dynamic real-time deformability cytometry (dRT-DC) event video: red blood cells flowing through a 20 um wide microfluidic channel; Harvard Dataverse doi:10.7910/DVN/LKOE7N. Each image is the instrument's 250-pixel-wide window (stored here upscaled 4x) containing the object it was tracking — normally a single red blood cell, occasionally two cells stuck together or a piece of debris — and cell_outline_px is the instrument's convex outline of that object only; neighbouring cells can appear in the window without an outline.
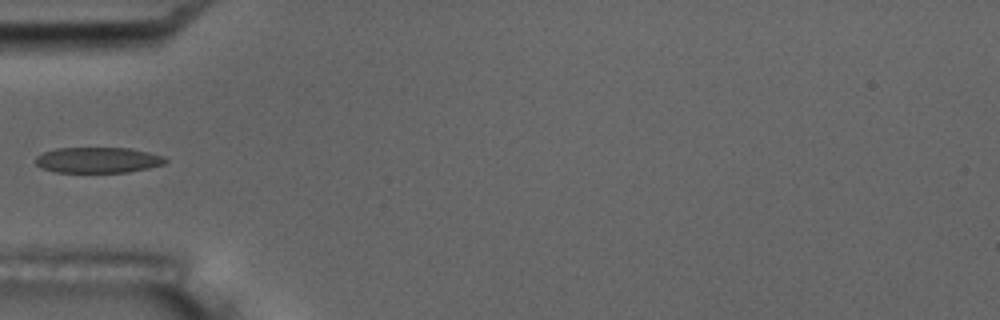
{"species": "common noctule bat (a hibernating species)", "species_latin": "Nyctalus noctula", "temperature_condition": "room temperature", "stored_images_in_passage": 6, "camera_frame_rate_fps": 3000, "um_per_image_px": 0.085, "animal": {"sex": "male", "body_mass_g": 17.5, "forearm_length_mm": 52.3}, "frame": {"image": 1, "passage_image": 6, "time_ms": 5.667, "image_size_px": [1000, 320], "cell_outline_px": [[168, 160], [164, 164], [148, 168], [128, 172], [56, 172], [40, 168], [36, 164], [36, 156], [44, 152], [56, 148], [128, 148], [148, 152], [164, 156]], "centroid_in_image_um": [8.32, 13.6], "position_along_channel_um": 76.7, "area_um2": 19.42}}